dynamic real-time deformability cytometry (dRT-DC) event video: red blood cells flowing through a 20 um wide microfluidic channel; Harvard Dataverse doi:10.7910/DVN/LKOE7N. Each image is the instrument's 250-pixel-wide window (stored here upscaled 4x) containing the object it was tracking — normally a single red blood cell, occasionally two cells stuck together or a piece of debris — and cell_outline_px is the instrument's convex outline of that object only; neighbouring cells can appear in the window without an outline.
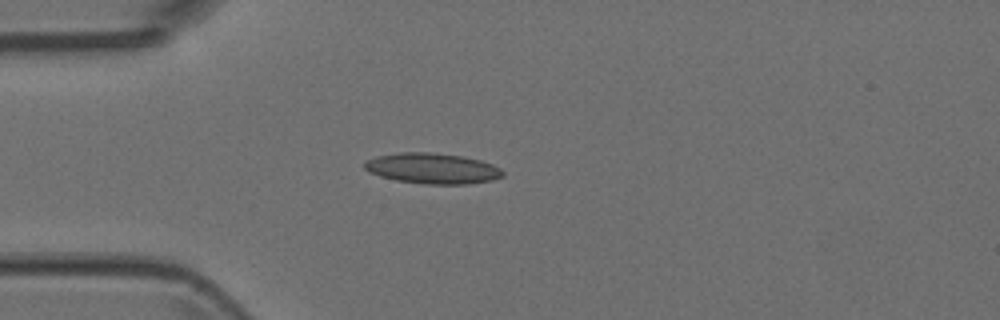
{"species": "Egyptian fruit bat (a non-hibernating species)", "species_latin": "Rousettus aegyptiacus", "temperature_condition": "room temperature", "stored_images_in_passage": 5, "camera_frame_rate_fps": 3000, "um_per_image_px": 0.085, "animal": {"sex": "female"}, "frame": {"image": 1, "passage_image": 5, "time_ms": 1.333, "image_size_px": [1000, 320], "cell_outline_px": [[504, 176], [492, 180], [468, 184], [424, 184], [396, 180], [380, 176], [368, 172], [364, 168], [364, 164], [368, 160], [376, 156], [400, 152], [432, 152], [460, 156], [480, 160], [492, 164], [500, 168], [504, 172]], "centroid_in_image_um": [36.76, 14.32], "position_along_channel_um": 48.2, "area_um2": 24.68}}